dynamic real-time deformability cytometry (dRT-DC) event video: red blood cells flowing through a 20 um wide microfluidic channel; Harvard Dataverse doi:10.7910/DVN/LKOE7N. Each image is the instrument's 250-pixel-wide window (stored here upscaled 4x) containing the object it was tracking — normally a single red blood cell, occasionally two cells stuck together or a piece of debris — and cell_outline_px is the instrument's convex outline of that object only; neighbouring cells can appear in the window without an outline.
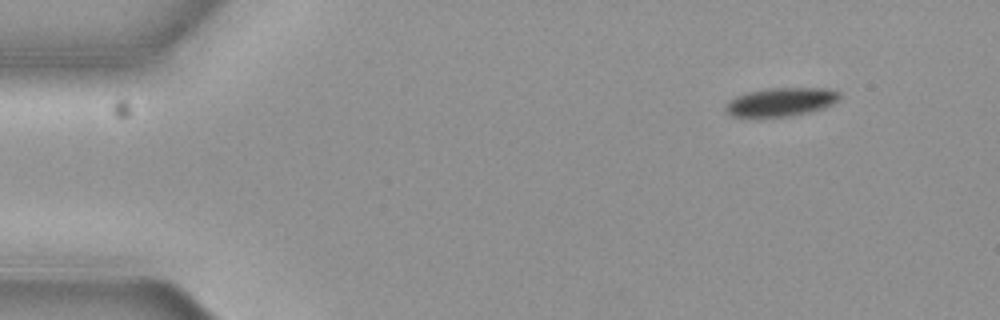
{"species": "common noctule bat (a hibernating species)", "species_latin": "Nyctalus noctula", "temperature_condition": "cold", "stored_images_in_passage": 5, "camera_frame_rate_fps": 3000, "um_per_image_px": 0.085, "animal": {"sex": "female", "body_mass_g": 19.3, "forearm_length_mm": 54.1}, "frame": {"image": 1, "passage_image": 5, "time_ms": 1.333, "image_size_px": [1000, 320], "cell_outline_px": [[840, 96], [832, 104], [824, 108], [808, 112], [784, 116], [732, 116], [724, 108], [736, 96], [748, 92], [768, 88], [828, 88], [840, 92]], "centroid_in_image_um": [66.42, 8.64], "position_along_channel_um": 18.6, "area_um2": 18.5}}